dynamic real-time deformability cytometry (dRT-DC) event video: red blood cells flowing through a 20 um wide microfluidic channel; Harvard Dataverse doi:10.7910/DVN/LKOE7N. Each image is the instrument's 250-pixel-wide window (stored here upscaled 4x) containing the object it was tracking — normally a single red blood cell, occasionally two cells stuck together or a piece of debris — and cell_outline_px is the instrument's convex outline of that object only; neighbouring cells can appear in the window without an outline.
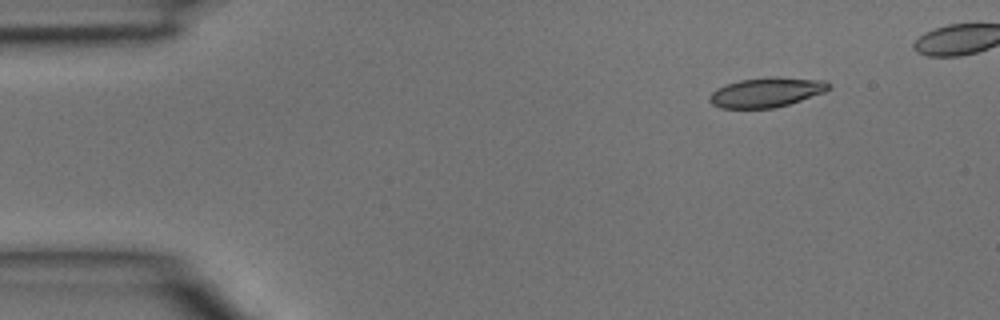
{"species": "common noctule bat (a hibernating species)", "species_latin": "Nyctalus noctula", "temperature_condition": "room temperature", "stored_images_in_passage": 4, "camera_frame_rate_fps": 3000, "um_per_image_px": 0.085, "animal": {"sex": "male", "body_mass_g": 15.6}, "frame": {"image": 1, "passage_image": 1, "time_ms": 0.0, "image_size_px": [1000, 320], "cell_outline_px": [[832, 88], [824, 92], [788, 104], [772, 108], [720, 108], [712, 104], [708, 100], [708, 96], [716, 88], [724, 84], [740, 80], [776, 76], [824, 80], [832, 84]], "centroid_in_image_um": [65.14, 7.83], "position_along_channel_um": 19.9, "area_um2": 20.75}}